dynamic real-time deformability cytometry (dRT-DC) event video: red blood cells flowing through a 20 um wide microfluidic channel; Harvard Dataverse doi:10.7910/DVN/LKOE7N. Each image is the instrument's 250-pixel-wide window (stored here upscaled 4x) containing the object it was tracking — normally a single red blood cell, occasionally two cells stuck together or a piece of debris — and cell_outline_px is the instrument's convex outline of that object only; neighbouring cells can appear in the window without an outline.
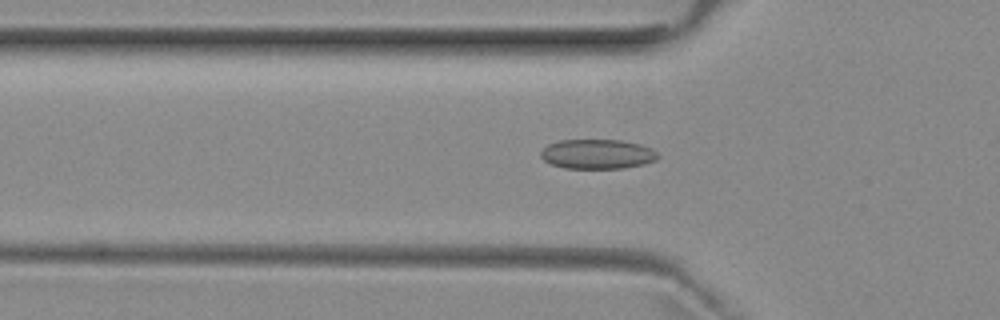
{"species": "common noctule bat (a hibernating species)", "species_latin": "Nyctalus noctula", "temperature_condition": "room temperature", "stored_images_in_passage": 26, "camera_frame_rate_fps": 3000, "um_per_image_px": 0.085, "animal": {"sex": "female", "body_mass_g": 29.2, "forearm_length_mm": 56.3}, "frame": {"image": 1, "passage_image": 17, "time_ms": 5.333, "image_size_px": [1000, 320], "cell_outline_px": [[660, 156], [656, 160], [644, 164], [624, 168], [564, 168], [552, 164], [544, 160], [540, 156], [540, 152], [548, 144], [560, 140], [620, 140], [640, 144], [652, 148]], "centroid_in_image_um": [50.79, 13.09], "position_along_channel_um": 75.0, "area_um2": 20.23}}
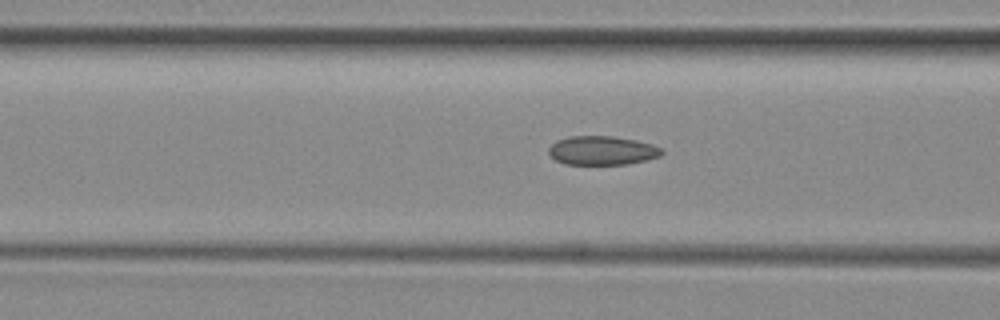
{"frame": {"image": 2, "passage_image": 20, "time_ms": 6.333, "image_size_px": [1000, 320], "cell_outline_px": [[664, 152], [660, 156], [648, 160], [628, 164], [564, 164], [556, 160], [548, 152], [548, 148], [556, 140], [568, 136], [612, 136], [636, 140], [652, 144], [660, 148]], "centroid_in_image_um": [51.18, 12.79], "position_along_channel_um": 115.4, "area_um2": 19.13}}
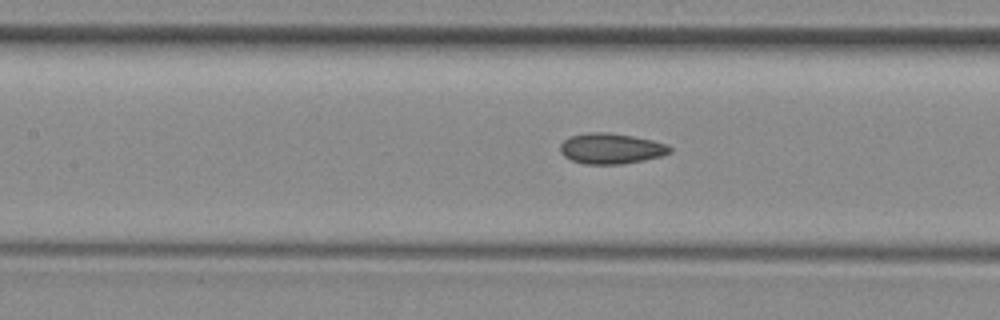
{"frame": {"image": 3, "passage_image": 23, "time_ms": 7.333, "image_size_px": [1000, 320], "cell_outline_px": [[672, 152], [660, 156], [644, 160], [624, 164], [584, 164], [572, 160], [564, 156], [560, 152], [560, 144], [564, 140], [572, 136], [588, 132], [608, 132], [632, 136], [652, 140], [668, 144], [672, 148]], "centroid_in_image_um": [51.95, 12.63], "position_along_channel_um": 155.4, "area_um2": 19.59}}